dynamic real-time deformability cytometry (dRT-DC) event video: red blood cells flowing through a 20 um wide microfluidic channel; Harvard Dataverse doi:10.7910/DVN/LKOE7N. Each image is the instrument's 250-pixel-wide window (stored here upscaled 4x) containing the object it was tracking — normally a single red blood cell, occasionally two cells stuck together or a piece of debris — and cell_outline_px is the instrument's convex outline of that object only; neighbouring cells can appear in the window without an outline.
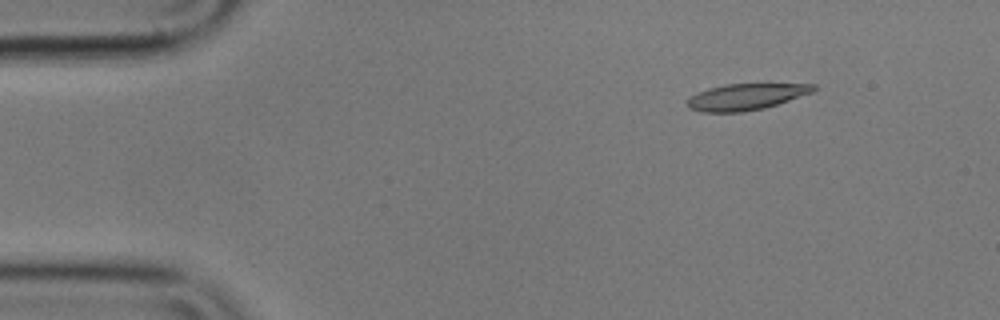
{"species": "common noctule bat (a hibernating species)", "species_latin": "Nyctalus noctula", "temperature_condition": "cold", "stored_images_in_passage": 49, "camera_frame_rate_fps": 3000, "um_per_image_px": 0.085, "animal": {"sex": "male", "body_mass_g": 17.9}, "frame": {"image": 1, "passage_image": 1, "time_ms": 0.0, "image_size_px": [1000, 320], "cell_outline_px": [[816, 88], [812, 92], [764, 108], [744, 112], [700, 112], [688, 108], [688, 96], [696, 92], [708, 88], [724, 84], [816, 84]], "centroid_in_image_um": [63.34, 8.23], "position_along_channel_um": 21.7, "area_um2": 19.31}}
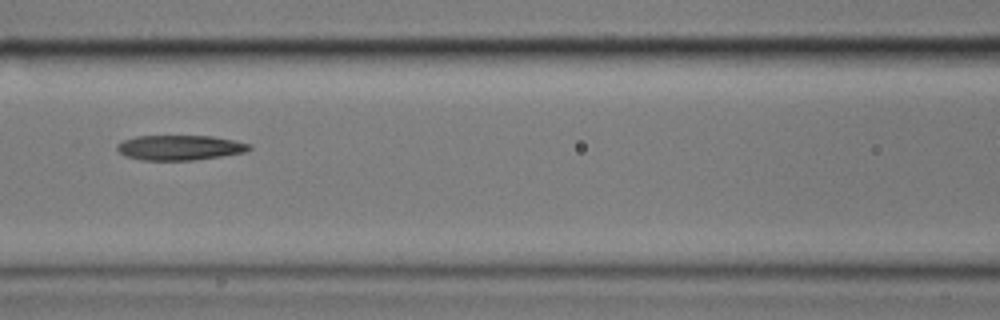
{"frame": {"image": 2, "passage_image": 18, "time_ms": 5.667, "image_size_px": [1000, 320], "cell_outline_px": [[252, 148], [244, 152], [196, 160], [140, 160], [124, 156], [116, 148], [116, 144], [124, 140], [136, 136], [212, 136], [252, 144]], "centroid_in_image_um": [15.26, 12.55], "position_along_channel_um": 151.3, "area_um2": 19.25}}
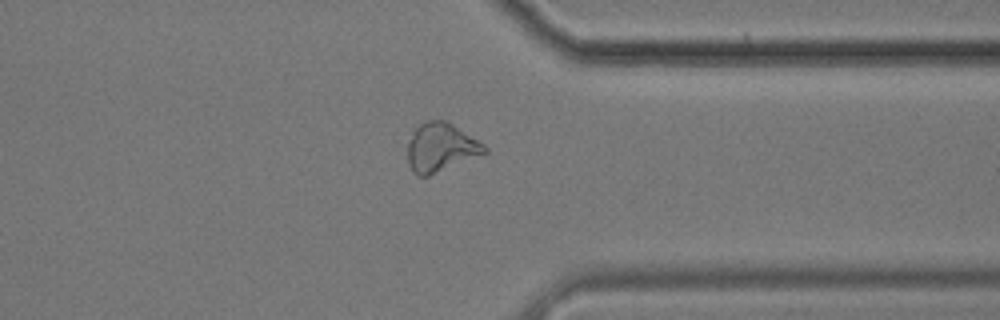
{"frame": {"image": 3, "passage_image": 37, "time_ms": 12.0, "image_size_px": [1000, 320], "cell_outline_px": [[488, 152], [428, 176], [420, 176], [412, 172], [408, 164], [408, 144], [412, 128], [428, 120], [444, 120], [452, 124], [484, 144], [488, 148]], "centroid_in_image_um": [37.44, 12.53], "position_along_channel_um": 374.0, "area_um2": 21.79}, "authors_computed_cell_mechanics": {"area_um2": 20.4034, "velocity_mm_per_s": 3.5784, "shape_relaxation_time_tau1_ms": null, "shape_relaxation_time_tau2_ms": 1.9885, "deformation_change_tau1": null, "deformation_change_tau2": 0.0855}}